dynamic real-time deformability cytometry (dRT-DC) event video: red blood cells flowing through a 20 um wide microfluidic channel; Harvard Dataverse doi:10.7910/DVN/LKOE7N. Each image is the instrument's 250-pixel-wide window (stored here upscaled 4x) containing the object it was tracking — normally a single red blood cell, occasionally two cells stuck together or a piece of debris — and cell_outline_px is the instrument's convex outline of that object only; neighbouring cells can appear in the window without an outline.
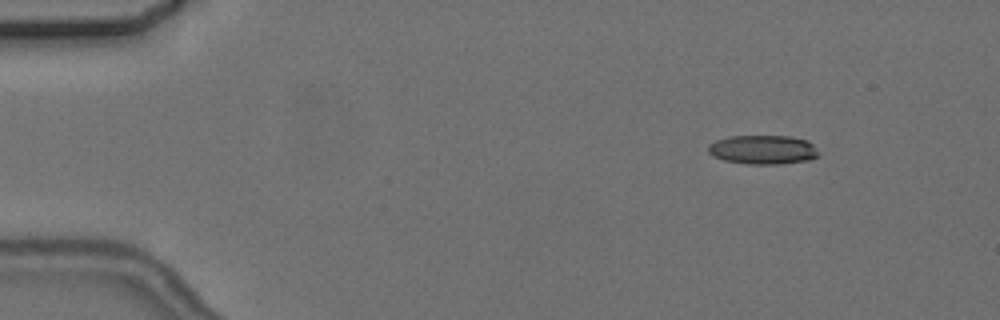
{"species": "common noctule bat (a hibernating species)", "species_latin": "Nyctalus noctula", "temperature_condition": "cold", "stored_images_in_passage": 5, "camera_frame_rate_fps": 3000, "um_per_image_px": 0.085, "animal": {"sex": "female", "body_mass_g": 24.6, "forearm_length_mm": 56.2}, "frame": {"image": 1, "passage_image": 2, "time_ms": 1.333, "image_size_px": [1000, 320], "cell_outline_px": [[820, 156], [812, 160], [780, 164], [748, 164], [724, 160], [712, 156], [708, 152], [708, 144], [716, 140], [728, 136], [788, 136], [808, 140], [812, 144]], "centroid_in_image_um": [64.85, 12.73], "position_along_channel_um": 20.1, "area_um2": 18.9}}
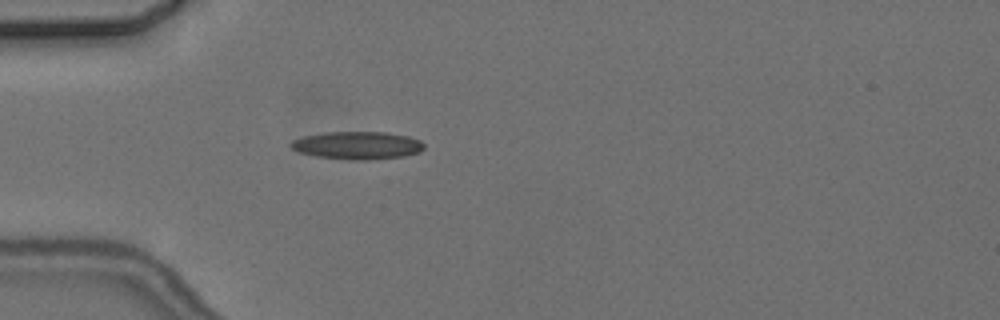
{"frame": {"image": 2, "passage_image": 5, "time_ms": 4.667, "image_size_px": [1000, 320], "cell_outline_px": [[424, 148], [420, 152], [404, 156], [368, 160], [352, 160], [316, 156], [296, 152], [288, 144], [292, 140], [304, 136], [324, 132], [388, 132], [408, 136], [420, 140], [424, 144]], "centroid_in_image_um": [30.36, 12.35], "position_along_channel_um": 54.6, "area_um2": 21.73}}